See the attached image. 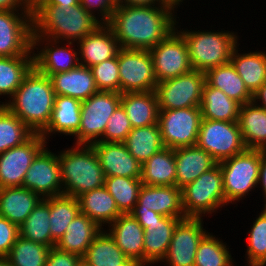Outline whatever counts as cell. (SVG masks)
<instances>
[{
	"instance_id": "27",
	"label": "cell",
	"mask_w": 266,
	"mask_h": 266,
	"mask_svg": "<svg viewBox=\"0 0 266 266\" xmlns=\"http://www.w3.org/2000/svg\"><path fill=\"white\" fill-rule=\"evenodd\" d=\"M96 222L81 212L67 226L64 235L56 243L60 250L82 258L95 237L102 231Z\"/></svg>"
},
{
	"instance_id": "32",
	"label": "cell",
	"mask_w": 266,
	"mask_h": 266,
	"mask_svg": "<svg viewBox=\"0 0 266 266\" xmlns=\"http://www.w3.org/2000/svg\"><path fill=\"white\" fill-rule=\"evenodd\" d=\"M142 185L176 186L174 149L164 147L142 164Z\"/></svg>"
},
{
	"instance_id": "20",
	"label": "cell",
	"mask_w": 266,
	"mask_h": 266,
	"mask_svg": "<svg viewBox=\"0 0 266 266\" xmlns=\"http://www.w3.org/2000/svg\"><path fill=\"white\" fill-rule=\"evenodd\" d=\"M77 42L80 46L79 63L89 68L115 58L120 49L114 31L107 23H103Z\"/></svg>"
},
{
	"instance_id": "55",
	"label": "cell",
	"mask_w": 266,
	"mask_h": 266,
	"mask_svg": "<svg viewBox=\"0 0 266 266\" xmlns=\"http://www.w3.org/2000/svg\"><path fill=\"white\" fill-rule=\"evenodd\" d=\"M258 184H260L263 188L264 197H266V150H261V164L259 171V179ZM266 201V198H265ZM266 206V202H265Z\"/></svg>"
},
{
	"instance_id": "16",
	"label": "cell",
	"mask_w": 266,
	"mask_h": 266,
	"mask_svg": "<svg viewBox=\"0 0 266 266\" xmlns=\"http://www.w3.org/2000/svg\"><path fill=\"white\" fill-rule=\"evenodd\" d=\"M23 187L48 198L63 194L59 158L45 147L25 174Z\"/></svg>"
},
{
	"instance_id": "1",
	"label": "cell",
	"mask_w": 266,
	"mask_h": 266,
	"mask_svg": "<svg viewBox=\"0 0 266 266\" xmlns=\"http://www.w3.org/2000/svg\"><path fill=\"white\" fill-rule=\"evenodd\" d=\"M175 7L118 5L107 24L120 48L150 50L176 28Z\"/></svg>"
},
{
	"instance_id": "8",
	"label": "cell",
	"mask_w": 266,
	"mask_h": 266,
	"mask_svg": "<svg viewBox=\"0 0 266 266\" xmlns=\"http://www.w3.org/2000/svg\"><path fill=\"white\" fill-rule=\"evenodd\" d=\"M196 145L208 152L217 163L247 149L238 121L226 122L202 119Z\"/></svg>"
},
{
	"instance_id": "45",
	"label": "cell",
	"mask_w": 266,
	"mask_h": 266,
	"mask_svg": "<svg viewBox=\"0 0 266 266\" xmlns=\"http://www.w3.org/2000/svg\"><path fill=\"white\" fill-rule=\"evenodd\" d=\"M247 263L250 266L266 265V206L256 218L248 235Z\"/></svg>"
},
{
	"instance_id": "9",
	"label": "cell",
	"mask_w": 266,
	"mask_h": 266,
	"mask_svg": "<svg viewBox=\"0 0 266 266\" xmlns=\"http://www.w3.org/2000/svg\"><path fill=\"white\" fill-rule=\"evenodd\" d=\"M120 104L121 93L110 91H97L82 101L80 126L75 135L76 143L91 145L98 142L105 132L109 118Z\"/></svg>"
},
{
	"instance_id": "51",
	"label": "cell",
	"mask_w": 266,
	"mask_h": 266,
	"mask_svg": "<svg viewBox=\"0 0 266 266\" xmlns=\"http://www.w3.org/2000/svg\"><path fill=\"white\" fill-rule=\"evenodd\" d=\"M130 214L138 221V223L146 229V224L160 221L165 216L149 210H132Z\"/></svg>"
},
{
	"instance_id": "21",
	"label": "cell",
	"mask_w": 266,
	"mask_h": 266,
	"mask_svg": "<svg viewBox=\"0 0 266 266\" xmlns=\"http://www.w3.org/2000/svg\"><path fill=\"white\" fill-rule=\"evenodd\" d=\"M45 39L47 40L44 46L45 48H42L37 54H34V52L32 54L33 65L38 71L50 76L52 74L69 71L80 64L79 58L77 57L78 52L69 47L60 48V45L57 47L56 44L60 42L58 40L43 38L41 36H32V49H38L35 46H39V43L43 40L45 41ZM48 41L49 44L47 43ZM47 44L49 46H46Z\"/></svg>"
},
{
	"instance_id": "15",
	"label": "cell",
	"mask_w": 266,
	"mask_h": 266,
	"mask_svg": "<svg viewBox=\"0 0 266 266\" xmlns=\"http://www.w3.org/2000/svg\"><path fill=\"white\" fill-rule=\"evenodd\" d=\"M16 12L0 11V56L3 57L29 56L33 52L32 12Z\"/></svg>"
},
{
	"instance_id": "10",
	"label": "cell",
	"mask_w": 266,
	"mask_h": 266,
	"mask_svg": "<svg viewBox=\"0 0 266 266\" xmlns=\"http://www.w3.org/2000/svg\"><path fill=\"white\" fill-rule=\"evenodd\" d=\"M118 65L121 94L155 91L158 82L149 50L120 48Z\"/></svg>"
},
{
	"instance_id": "31",
	"label": "cell",
	"mask_w": 266,
	"mask_h": 266,
	"mask_svg": "<svg viewBox=\"0 0 266 266\" xmlns=\"http://www.w3.org/2000/svg\"><path fill=\"white\" fill-rule=\"evenodd\" d=\"M77 199L80 212L91 218L101 228L104 223L111 224L122 214L105 186L87 191L77 197Z\"/></svg>"
},
{
	"instance_id": "50",
	"label": "cell",
	"mask_w": 266,
	"mask_h": 266,
	"mask_svg": "<svg viewBox=\"0 0 266 266\" xmlns=\"http://www.w3.org/2000/svg\"><path fill=\"white\" fill-rule=\"evenodd\" d=\"M79 259L78 255L60 250L54 246L49 249L44 266H74Z\"/></svg>"
},
{
	"instance_id": "24",
	"label": "cell",
	"mask_w": 266,
	"mask_h": 266,
	"mask_svg": "<svg viewBox=\"0 0 266 266\" xmlns=\"http://www.w3.org/2000/svg\"><path fill=\"white\" fill-rule=\"evenodd\" d=\"M49 78L56 95L84 101L98 91L91 69L84 65L79 64L69 71L52 74Z\"/></svg>"
},
{
	"instance_id": "2",
	"label": "cell",
	"mask_w": 266,
	"mask_h": 266,
	"mask_svg": "<svg viewBox=\"0 0 266 266\" xmlns=\"http://www.w3.org/2000/svg\"><path fill=\"white\" fill-rule=\"evenodd\" d=\"M55 97L49 76L33 66L11 97L12 101L0 105L15 114L34 134H41L50 122Z\"/></svg>"
},
{
	"instance_id": "25",
	"label": "cell",
	"mask_w": 266,
	"mask_h": 266,
	"mask_svg": "<svg viewBox=\"0 0 266 266\" xmlns=\"http://www.w3.org/2000/svg\"><path fill=\"white\" fill-rule=\"evenodd\" d=\"M42 199L25 187L0 188V216L19 227Z\"/></svg>"
},
{
	"instance_id": "29",
	"label": "cell",
	"mask_w": 266,
	"mask_h": 266,
	"mask_svg": "<svg viewBox=\"0 0 266 266\" xmlns=\"http://www.w3.org/2000/svg\"><path fill=\"white\" fill-rule=\"evenodd\" d=\"M82 101L70 96L56 95L52 116L47 128L41 133L47 140L51 133H63L66 135H76L79 130L81 120Z\"/></svg>"
},
{
	"instance_id": "52",
	"label": "cell",
	"mask_w": 266,
	"mask_h": 266,
	"mask_svg": "<svg viewBox=\"0 0 266 266\" xmlns=\"http://www.w3.org/2000/svg\"><path fill=\"white\" fill-rule=\"evenodd\" d=\"M21 6V7H20ZM23 6V7H22ZM31 11V0H0V11Z\"/></svg>"
},
{
	"instance_id": "11",
	"label": "cell",
	"mask_w": 266,
	"mask_h": 266,
	"mask_svg": "<svg viewBox=\"0 0 266 266\" xmlns=\"http://www.w3.org/2000/svg\"><path fill=\"white\" fill-rule=\"evenodd\" d=\"M205 83V72L193 69L178 77L158 82L155 93L159 110L200 106Z\"/></svg>"
},
{
	"instance_id": "34",
	"label": "cell",
	"mask_w": 266,
	"mask_h": 266,
	"mask_svg": "<svg viewBox=\"0 0 266 266\" xmlns=\"http://www.w3.org/2000/svg\"><path fill=\"white\" fill-rule=\"evenodd\" d=\"M241 104L229 98L222 90L204 85L200 111L202 119L236 122Z\"/></svg>"
},
{
	"instance_id": "48",
	"label": "cell",
	"mask_w": 266,
	"mask_h": 266,
	"mask_svg": "<svg viewBox=\"0 0 266 266\" xmlns=\"http://www.w3.org/2000/svg\"><path fill=\"white\" fill-rule=\"evenodd\" d=\"M19 236V227L0 216V256H7Z\"/></svg>"
},
{
	"instance_id": "47",
	"label": "cell",
	"mask_w": 266,
	"mask_h": 266,
	"mask_svg": "<svg viewBox=\"0 0 266 266\" xmlns=\"http://www.w3.org/2000/svg\"><path fill=\"white\" fill-rule=\"evenodd\" d=\"M133 129L125 109L120 104L109 118L100 142H124Z\"/></svg>"
},
{
	"instance_id": "3",
	"label": "cell",
	"mask_w": 266,
	"mask_h": 266,
	"mask_svg": "<svg viewBox=\"0 0 266 266\" xmlns=\"http://www.w3.org/2000/svg\"><path fill=\"white\" fill-rule=\"evenodd\" d=\"M32 36L68 41L83 39L103 23L81 4L61 8L57 5H32ZM50 37V38H49ZM52 37V38H51ZM60 39V40H59Z\"/></svg>"
},
{
	"instance_id": "40",
	"label": "cell",
	"mask_w": 266,
	"mask_h": 266,
	"mask_svg": "<svg viewBox=\"0 0 266 266\" xmlns=\"http://www.w3.org/2000/svg\"><path fill=\"white\" fill-rule=\"evenodd\" d=\"M33 56H0V95L11 98L33 67Z\"/></svg>"
},
{
	"instance_id": "17",
	"label": "cell",
	"mask_w": 266,
	"mask_h": 266,
	"mask_svg": "<svg viewBox=\"0 0 266 266\" xmlns=\"http://www.w3.org/2000/svg\"><path fill=\"white\" fill-rule=\"evenodd\" d=\"M202 219L186 217L178 222L163 262H168L169 266L195 265L197 247L207 234L203 229Z\"/></svg>"
},
{
	"instance_id": "18",
	"label": "cell",
	"mask_w": 266,
	"mask_h": 266,
	"mask_svg": "<svg viewBox=\"0 0 266 266\" xmlns=\"http://www.w3.org/2000/svg\"><path fill=\"white\" fill-rule=\"evenodd\" d=\"M105 177L141 179L142 164L128 152L124 142L92 143Z\"/></svg>"
},
{
	"instance_id": "54",
	"label": "cell",
	"mask_w": 266,
	"mask_h": 266,
	"mask_svg": "<svg viewBox=\"0 0 266 266\" xmlns=\"http://www.w3.org/2000/svg\"><path fill=\"white\" fill-rule=\"evenodd\" d=\"M80 4V0H33L32 5H57L68 8Z\"/></svg>"
},
{
	"instance_id": "36",
	"label": "cell",
	"mask_w": 266,
	"mask_h": 266,
	"mask_svg": "<svg viewBox=\"0 0 266 266\" xmlns=\"http://www.w3.org/2000/svg\"><path fill=\"white\" fill-rule=\"evenodd\" d=\"M124 144L131 156L141 164L165 147L158 124L133 128Z\"/></svg>"
},
{
	"instance_id": "33",
	"label": "cell",
	"mask_w": 266,
	"mask_h": 266,
	"mask_svg": "<svg viewBox=\"0 0 266 266\" xmlns=\"http://www.w3.org/2000/svg\"><path fill=\"white\" fill-rule=\"evenodd\" d=\"M206 83L222 90L229 98L244 105L253 99V94L245 86L231 61L205 72Z\"/></svg>"
},
{
	"instance_id": "19",
	"label": "cell",
	"mask_w": 266,
	"mask_h": 266,
	"mask_svg": "<svg viewBox=\"0 0 266 266\" xmlns=\"http://www.w3.org/2000/svg\"><path fill=\"white\" fill-rule=\"evenodd\" d=\"M163 216L186 218L182 206V189L176 186L142 185L133 210H149Z\"/></svg>"
},
{
	"instance_id": "23",
	"label": "cell",
	"mask_w": 266,
	"mask_h": 266,
	"mask_svg": "<svg viewBox=\"0 0 266 266\" xmlns=\"http://www.w3.org/2000/svg\"><path fill=\"white\" fill-rule=\"evenodd\" d=\"M176 163V187L182 189L192 183L204 172L213 168L217 162L197 145L174 149Z\"/></svg>"
},
{
	"instance_id": "57",
	"label": "cell",
	"mask_w": 266,
	"mask_h": 266,
	"mask_svg": "<svg viewBox=\"0 0 266 266\" xmlns=\"http://www.w3.org/2000/svg\"><path fill=\"white\" fill-rule=\"evenodd\" d=\"M146 264L138 261V260H129L125 265L123 266H145Z\"/></svg>"
},
{
	"instance_id": "53",
	"label": "cell",
	"mask_w": 266,
	"mask_h": 266,
	"mask_svg": "<svg viewBox=\"0 0 266 266\" xmlns=\"http://www.w3.org/2000/svg\"><path fill=\"white\" fill-rule=\"evenodd\" d=\"M118 3L119 5H130V6H156L155 3L157 4V6L175 5L170 0H118Z\"/></svg>"
},
{
	"instance_id": "49",
	"label": "cell",
	"mask_w": 266,
	"mask_h": 266,
	"mask_svg": "<svg viewBox=\"0 0 266 266\" xmlns=\"http://www.w3.org/2000/svg\"><path fill=\"white\" fill-rule=\"evenodd\" d=\"M80 4L92 15L93 9H99L102 23H108L111 20L113 11L119 5L118 0H80Z\"/></svg>"
},
{
	"instance_id": "58",
	"label": "cell",
	"mask_w": 266,
	"mask_h": 266,
	"mask_svg": "<svg viewBox=\"0 0 266 266\" xmlns=\"http://www.w3.org/2000/svg\"><path fill=\"white\" fill-rule=\"evenodd\" d=\"M0 266H12L7 256H0Z\"/></svg>"
},
{
	"instance_id": "13",
	"label": "cell",
	"mask_w": 266,
	"mask_h": 266,
	"mask_svg": "<svg viewBox=\"0 0 266 266\" xmlns=\"http://www.w3.org/2000/svg\"><path fill=\"white\" fill-rule=\"evenodd\" d=\"M176 30L177 28L149 50L157 82L178 77L192 70L187 43Z\"/></svg>"
},
{
	"instance_id": "42",
	"label": "cell",
	"mask_w": 266,
	"mask_h": 266,
	"mask_svg": "<svg viewBox=\"0 0 266 266\" xmlns=\"http://www.w3.org/2000/svg\"><path fill=\"white\" fill-rule=\"evenodd\" d=\"M34 133L4 105H0V154L27 141Z\"/></svg>"
},
{
	"instance_id": "38",
	"label": "cell",
	"mask_w": 266,
	"mask_h": 266,
	"mask_svg": "<svg viewBox=\"0 0 266 266\" xmlns=\"http://www.w3.org/2000/svg\"><path fill=\"white\" fill-rule=\"evenodd\" d=\"M89 266H123L130 259L107 232L101 231L82 257Z\"/></svg>"
},
{
	"instance_id": "7",
	"label": "cell",
	"mask_w": 266,
	"mask_h": 266,
	"mask_svg": "<svg viewBox=\"0 0 266 266\" xmlns=\"http://www.w3.org/2000/svg\"><path fill=\"white\" fill-rule=\"evenodd\" d=\"M260 164L261 150L255 149H246L219 163L227 204L242 199L258 185Z\"/></svg>"
},
{
	"instance_id": "22",
	"label": "cell",
	"mask_w": 266,
	"mask_h": 266,
	"mask_svg": "<svg viewBox=\"0 0 266 266\" xmlns=\"http://www.w3.org/2000/svg\"><path fill=\"white\" fill-rule=\"evenodd\" d=\"M112 226V227H111ZM109 235L130 260L144 263V228L130 214H121L110 224Z\"/></svg>"
},
{
	"instance_id": "39",
	"label": "cell",
	"mask_w": 266,
	"mask_h": 266,
	"mask_svg": "<svg viewBox=\"0 0 266 266\" xmlns=\"http://www.w3.org/2000/svg\"><path fill=\"white\" fill-rule=\"evenodd\" d=\"M79 213L80 206L76 197L63 194L50 197L49 225L55 243L64 235L67 226Z\"/></svg>"
},
{
	"instance_id": "5",
	"label": "cell",
	"mask_w": 266,
	"mask_h": 266,
	"mask_svg": "<svg viewBox=\"0 0 266 266\" xmlns=\"http://www.w3.org/2000/svg\"><path fill=\"white\" fill-rule=\"evenodd\" d=\"M184 37L193 70L206 72L211 68L229 63L237 46L234 32L179 31Z\"/></svg>"
},
{
	"instance_id": "4",
	"label": "cell",
	"mask_w": 266,
	"mask_h": 266,
	"mask_svg": "<svg viewBox=\"0 0 266 266\" xmlns=\"http://www.w3.org/2000/svg\"><path fill=\"white\" fill-rule=\"evenodd\" d=\"M76 145L75 148L61 152L58 158L63 195L77 198L87 191L104 186L105 175L93 147Z\"/></svg>"
},
{
	"instance_id": "35",
	"label": "cell",
	"mask_w": 266,
	"mask_h": 266,
	"mask_svg": "<svg viewBox=\"0 0 266 266\" xmlns=\"http://www.w3.org/2000/svg\"><path fill=\"white\" fill-rule=\"evenodd\" d=\"M230 61L252 94L266 82L265 52L239 54L236 46Z\"/></svg>"
},
{
	"instance_id": "28",
	"label": "cell",
	"mask_w": 266,
	"mask_h": 266,
	"mask_svg": "<svg viewBox=\"0 0 266 266\" xmlns=\"http://www.w3.org/2000/svg\"><path fill=\"white\" fill-rule=\"evenodd\" d=\"M238 124L247 149L266 150V109L253 100L241 105Z\"/></svg>"
},
{
	"instance_id": "6",
	"label": "cell",
	"mask_w": 266,
	"mask_h": 266,
	"mask_svg": "<svg viewBox=\"0 0 266 266\" xmlns=\"http://www.w3.org/2000/svg\"><path fill=\"white\" fill-rule=\"evenodd\" d=\"M226 203L219 163L182 188L185 217L201 218L202 214H211Z\"/></svg>"
},
{
	"instance_id": "26",
	"label": "cell",
	"mask_w": 266,
	"mask_h": 266,
	"mask_svg": "<svg viewBox=\"0 0 266 266\" xmlns=\"http://www.w3.org/2000/svg\"><path fill=\"white\" fill-rule=\"evenodd\" d=\"M184 218L165 216L160 221L146 224L144 230V263H158L167 255L172 235L178 222Z\"/></svg>"
},
{
	"instance_id": "12",
	"label": "cell",
	"mask_w": 266,
	"mask_h": 266,
	"mask_svg": "<svg viewBox=\"0 0 266 266\" xmlns=\"http://www.w3.org/2000/svg\"><path fill=\"white\" fill-rule=\"evenodd\" d=\"M201 120L200 106L159 110L158 125L164 146L170 149L195 146Z\"/></svg>"
},
{
	"instance_id": "59",
	"label": "cell",
	"mask_w": 266,
	"mask_h": 266,
	"mask_svg": "<svg viewBox=\"0 0 266 266\" xmlns=\"http://www.w3.org/2000/svg\"><path fill=\"white\" fill-rule=\"evenodd\" d=\"M74 266H89L88 263L83 259L80 258Z\"/></svg>"
},
{
	"instance_id": "44",
	"label": "cell",
	"mask_w": 266,
	"mask_h": 266,
	"mask_svg": "<svg viewBox=\"0 0 266 266\" xmlns=\"http://www.w3.org/2000/svg\"><path fill=\"white\" fill-rule=\"evenodd\" d=\"M226 245L207 233L199 242L194 266H233Z\"/></svg>"
},
{
	"instance_id": "41",
	"label": "cell",
	"mask_w": 266,
	"mask_h": 266,
	"mask_svg": "<svg viewBox=\"0 0 266 266\" xmlns=\"http://www.w3.org/2000/svg\"><path fill=\"white\" fill-rule=\"evenodd\" d=\"M105 188L114 198L117 208L122 214L130 213L138 200L141 179L128 177H105Z\"/></svg>"
},
{
	"instance_id": "60",
	"label": "cell",
	"mask_w": 266,
	"mask_h": 266,
	"mask_svg": "<svg viewBox=\"0 0 266 266\" xmlns=\"http://www.w3.org/2000/svg\"><path fill=\"white\" fill-rule=\"evenodd\" d=\"M176 6L179 5L183 0H170Z\"/></svg>"
},
{
	"instance_id": "43",
	"label": "cell",
	"mask_w": 266,
	"mask_h": 266,
	"mask_svg": "<svg viewBox=\"0 0 266 266\" xmlns=\"http://www.w3.org/2000/svg\"><path fill=\"white\" fill-rule=\"evenodd\" d=\"M50 247L18 236L7 255L12 266H44Z\"/></svg>"
},
{
	"instance_id": "46",
	"label": "cell",
	"mask_w": 266,
	"mask_h": 266,
	"mask_svg": "<svg viewBox=\"0 0 266 266\" xmlns=\"http://www.w3.org/2000/svg\"><path fill=\"white\" fill-rule=\"evenodd\" d=\"M90 69L98 91L120 93L118 54L115 58L105 60L102 63L90 67Z\"/></svg>"
},
{
	"instance_id": "37",
	"label": "cell",
	"mask_w": 266,
	"mask_h": 266,
	"mask_svg": "<svg viewBox=\"0 0 266 266\" xmlns=\"http://www.w3.org/2000/svg\"><path fill=\"white\" fill-rule=\"evenodd\" d=\"M50 197L42 199L27 219L19 226V236L50 248L56 243L50 232Z\"/></svg>"
},
{
	"instance_id": "30",
	"label": "cell",
	"mask_w": 266,
	"mask_h": 266,
	"mask_svg": "<svg viewBox=\"0 0 266 266\" xmlns=\"http://www.w3.org/2000/svg\"><path fill=\"white\" fill-rule=\"evenodd\" d=\"M121 105L133 128L158 124V99L155 91L121 94Z\"/></svg>"
},
{
	"instance_id": "56",
	"label": "cell",
	"mask_w": 266,
	"mask_h": 266,
	"mask_svg": "<svg viewBox=\"0 0 266 266\" xmlns=\"http://www.w3.org/2000/svg\"><path fill=\"white\" fill-rule=\"evenodd\" d=\"M252 100L255 103H258L257 101H261V106L266 109V82L256 92L253 93Z\"/></svg>"
},
{
	"instance_id": "14",
	"label": "cell",
	"mask_w": 266,
	"mask_h": 266,
	"mask_svg": "<svg viewBox=\"0 0 266 266\" xmlns=\"http://www.w3.org/2000/svg\"><path fill=\"white\" fill-rule=\"evenodd\" d=\"M46 143L41 134H33L23 144L0 154V188L23 187L25 174Z\"/></svg>"
}]
</instances>
